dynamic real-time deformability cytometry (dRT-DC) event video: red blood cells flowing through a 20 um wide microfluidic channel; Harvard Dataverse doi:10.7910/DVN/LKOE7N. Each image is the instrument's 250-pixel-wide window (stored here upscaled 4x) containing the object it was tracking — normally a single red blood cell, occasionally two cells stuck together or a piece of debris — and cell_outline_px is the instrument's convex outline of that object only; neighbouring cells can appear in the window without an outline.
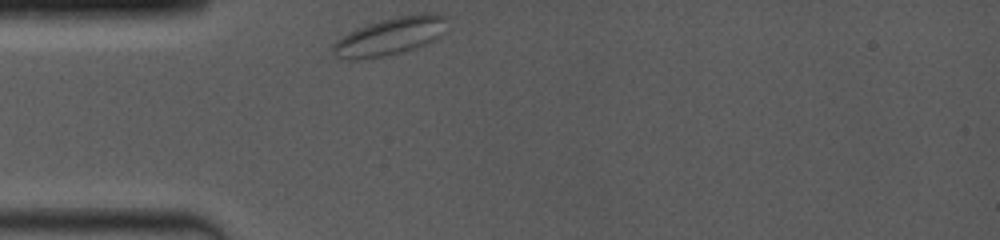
{"species": "common noctule bat (a hibernating species)", "species_latin": "Nyctalus noctula", "temperature_condition": "room temperature", "stored_images_in_passage": 39, "camera_frame_rate_fps": 4000, "um_per_image_px": 0.085, "animal": {"sex": "female", "body_mass_g": 19.0, "forearm_length_mm": 53.3}, "frame": {"image": 1, "passage_image": 1, "time_ms": 0.0, "image_size_px": [1000, 240], "cell_outline_px": [[448, 16], [440, 36], [436, 40], [416, 48], [384, 56], [356, 60], [340, 60], [328, 52], [328, 48], [336, 40], [348, 32], [356, 28], [368, 24], [396, 16], [424, 12]], "centroid_in_image_um": [33.06, 3.11], "position_along_channel_um": 51.9, "area_um2": 25.55}}
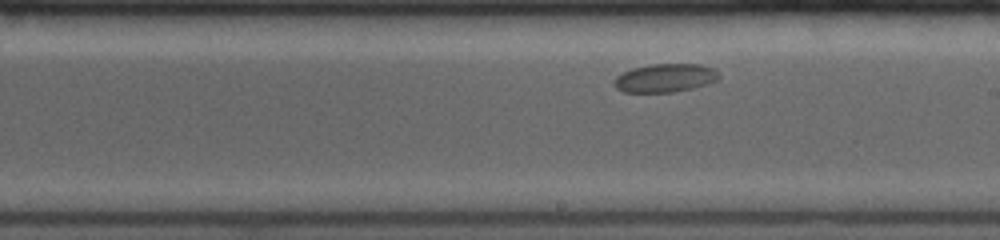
{"frame": {"image": 2, "passage_image": 21, "time_ms": 5.25, "image_size_px": [1000, 240], "cell_outline_px": [[720, 76], [716, 80], [708, 84], [692, 88], [672, 92], [624, 92], [616, 88], [612, 84], [616, 76], [632, 68], [652, 64], [700, 64], [712, 68]], "centroid_in_image_um": [56.5, 6.63], "position_along_channel_um": 232.5, "area_um2": 17.28}}
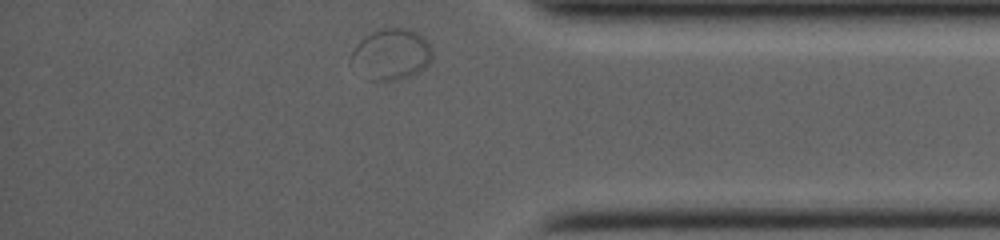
{"frame": {"image": 3, "passage_image": 39, "time_ms": 10.0, "image_size_px": [1000, 240], "cell_outline_px": [[432, 60], [420, 72], [396, 80], [368, 80], [348, 60], [356, 44], [364, 36], [380, 28], [404, 28], [416, 32], [424, 36], [428, 40], [432, 48]], "centroid_in_image_um": [33.26, 4.6], "position_along_channel_um": 401.9, "area_um2": 24.39}}